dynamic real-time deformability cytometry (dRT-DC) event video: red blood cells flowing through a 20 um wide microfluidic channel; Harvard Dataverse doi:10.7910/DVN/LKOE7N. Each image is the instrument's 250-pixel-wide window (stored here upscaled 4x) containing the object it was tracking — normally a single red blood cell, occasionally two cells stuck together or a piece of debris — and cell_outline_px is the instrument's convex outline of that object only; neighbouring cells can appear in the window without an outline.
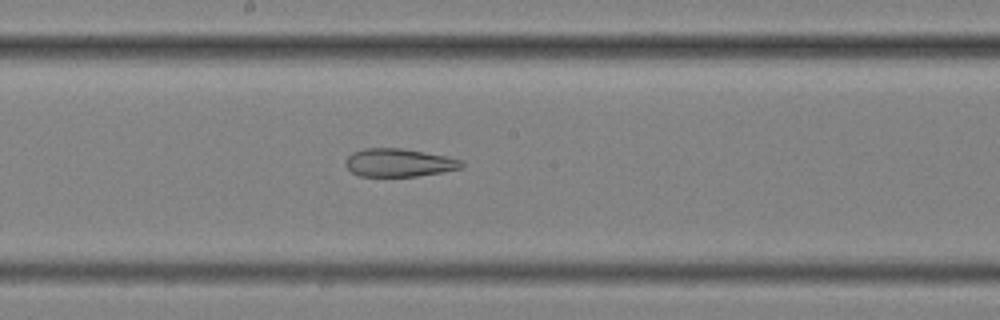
{"species": "common noctule bat (a hibernating species)", "species_latin": "Nyctalus noctula", "temperature_condition": "cold", "stored_images_in_passage": 59, "segment_of_instrument_passage": [2, 2], "camera_frame_rate_fps": 3000, "um_per_image_px": 0.085, "animal": {"sex": "female", "body_mass_g": 25.1}, "frame": {"image": 1, "passage_image": 32, "time_ms": 10.333, "image_size_px": [1000, 320], "cell_outline_px": [[464, 168], [444, 172], [416, 176], [360, 176], [352, 172], [344, 164], [344, 160], [352, 152], [364, 148], [404, 148], [448, 156], [460, 160], [464, 164]], "centroid_in_image_um": [33.92, 13.82], "position_along_channel_um": 214.3, "area_um2": 19.25}}
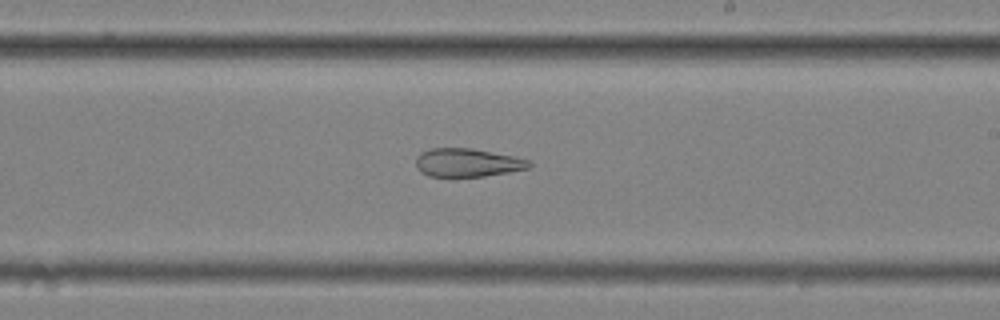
{"frame": {"image": 2, "passage_image": 35, "time_ms": 11.333, "image_size_px": [1000, 320], "cell_outline_px": [[532, 164], [528, 168], [508, 172], [484, 176], [428, 176], [420, 172], [416, 168], [416, 156], [420, 152], [428, 148], [472, 148], [516, 156], [532, 160]], "centroid_in_image_um": [39.72, 13.81], "position_along_channel_um": 249.3, "area_um2": 18.96}}
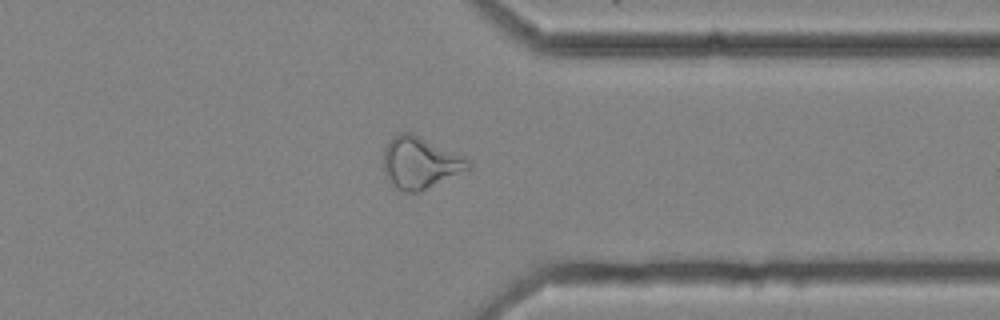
{"frame": {"image": 3, "passage_image": 46, "time_ms": 15.0, "image_size_px": [1000, 320], "cell_outline_px": [[472, 168], [420, 192], [404, 192], [396, 188], [392, 184], [384, 172], [384, 148], [388, 140], [400, 132], [412, 132], [472, 156]], "centroid_in_image_um": [35.82, 13.79], "position_along_channel_um": 375.6, "area_um2": 26.65}}